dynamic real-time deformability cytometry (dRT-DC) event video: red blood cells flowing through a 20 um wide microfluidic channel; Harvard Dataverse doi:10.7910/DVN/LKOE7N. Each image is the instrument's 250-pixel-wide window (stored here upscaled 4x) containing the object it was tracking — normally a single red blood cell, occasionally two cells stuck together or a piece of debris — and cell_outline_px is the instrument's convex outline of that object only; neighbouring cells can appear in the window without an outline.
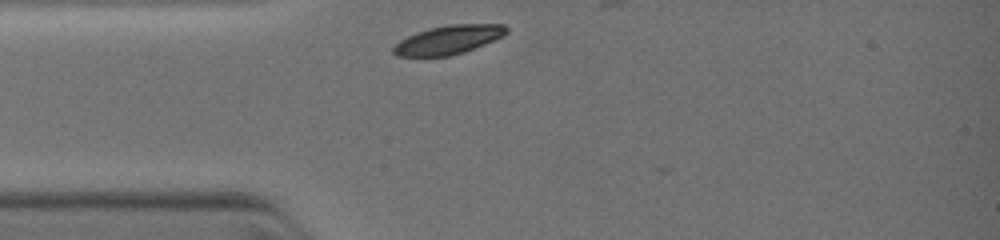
{"species": "common noctule bat (a hibernating species)", "species_latin": "Nyctalus noctula", "temperature_condition": "warm", "stored_images_in_passage": 10, "camera_frame_rate_fps": 3000, "um_per_image_px": 0.085, "animal": {"sex": "female", "body_mass_g": 19.0, "forearm_length_mm": 51.5}, "frame": {"image": 1, "passage_image": 1, "time_ms": 0.0, "image_size_px": [1000, 240], "cell_outline_px": [[508, 32], [504, 36], [464, 52], [448, 56], [396, 56], [392, 52], [392, 48], [400, 40], [416, 32], [428, 28], [448, 24], [504, 24], [508, 28]], "centroid_in_image_um": [38.12, 3.37], "position_along_channel_um": 46.9, "area_um2": 19.02}}
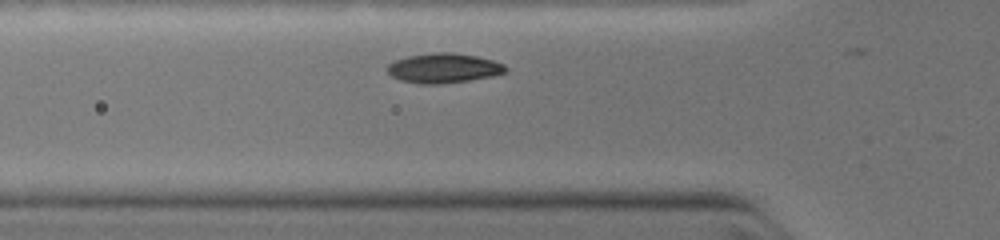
{"frame": {"image": 2, "passage_image": 7, "time_ms": 1.0, "image_size_px": [1000, 240], "cell_outline_px": [[508, 72], [468, 80], [440, 84], [420, 84], [400, 80], [392, 76], [384, 68], [388, 64], [396, 60], [408, 56], [436, 52], [452, 52], [476, 56], [492, 60], [504, 64], [508, 68]], "centroid_in_image_um": [37.68, 5.79], "position_along_channel_um": 88.1, "area_um2": 20.4}}